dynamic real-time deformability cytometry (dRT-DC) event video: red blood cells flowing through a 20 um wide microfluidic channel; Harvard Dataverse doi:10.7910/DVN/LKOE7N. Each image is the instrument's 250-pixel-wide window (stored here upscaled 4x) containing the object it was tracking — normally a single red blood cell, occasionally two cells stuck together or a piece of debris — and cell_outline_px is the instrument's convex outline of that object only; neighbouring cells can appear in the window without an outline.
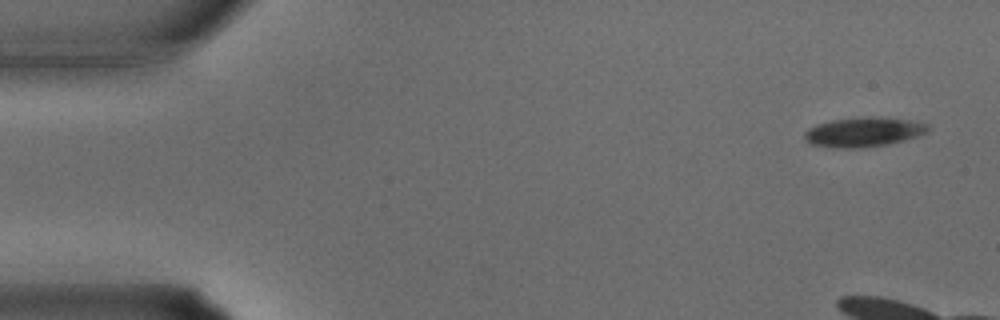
{"species": "common noctule bat (a hibernating species)", "species_latin": "Nyctalus noctula", "temperature_condition": "warm", "stored_images_in_passage": 4, "camera_frame_rate_fps": 3000, "um_per_image_px": 0.085, "animal": {"sex": "male", "body_mass_g": 15.6}, "frame": {"image": 1, "passage_image": 1, "time_ms": 0.0, "image_size_px": [1000, 320], "cell_outline_px": [[928, 132], [904, 140], [888, 144], [864, 148], [832, 148], [812, 144], [804, 140], [804, 132], [808, 128], [816, 124], [832, 120], [872, 116], [908, 120], [928, 124]], "centroid_in_image_um": [73.36, 11.23], "position_along_channel_um": 11.6, "area_um2": 21.27}}